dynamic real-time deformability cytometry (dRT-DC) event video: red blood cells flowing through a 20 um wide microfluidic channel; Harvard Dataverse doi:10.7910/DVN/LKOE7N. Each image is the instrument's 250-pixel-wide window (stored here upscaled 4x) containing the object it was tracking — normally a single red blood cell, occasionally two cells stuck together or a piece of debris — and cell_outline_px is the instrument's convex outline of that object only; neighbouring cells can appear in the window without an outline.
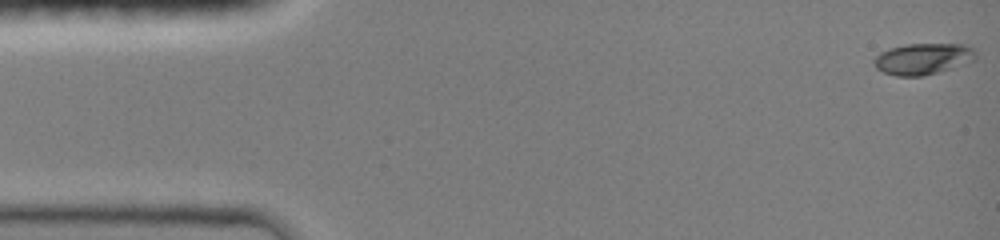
{"species": "common noctule bat (a hibernating species)", "species_latin": "Nyctalus noctula", "temperature_condition": "room temperature", "stored_images_in_passage": 26, "camera_frame_rate_fps": 3000, "um_per_image_px": 0.085, "animal": {"sex": "female", "body_mass_g": 19.0, "forearm_length_mm": 51.5}, "frame": {"image": 1, "passage_image": 1, "time_ms": 0.0, "image_size_px": [1000, 240], "cell_outline_px": [[976, 60], [936, 72], [920, 76], [896, 76], [884, 72], [876, 68], [872, 60], [880, 52], [888, 48], [908, 44], [964, 44], [972, 48], [976, 52]], "centroid_in_image_um": [78.43, 4.99], "position_along_channel_um": 6.6, "area_um2": 18.44}}